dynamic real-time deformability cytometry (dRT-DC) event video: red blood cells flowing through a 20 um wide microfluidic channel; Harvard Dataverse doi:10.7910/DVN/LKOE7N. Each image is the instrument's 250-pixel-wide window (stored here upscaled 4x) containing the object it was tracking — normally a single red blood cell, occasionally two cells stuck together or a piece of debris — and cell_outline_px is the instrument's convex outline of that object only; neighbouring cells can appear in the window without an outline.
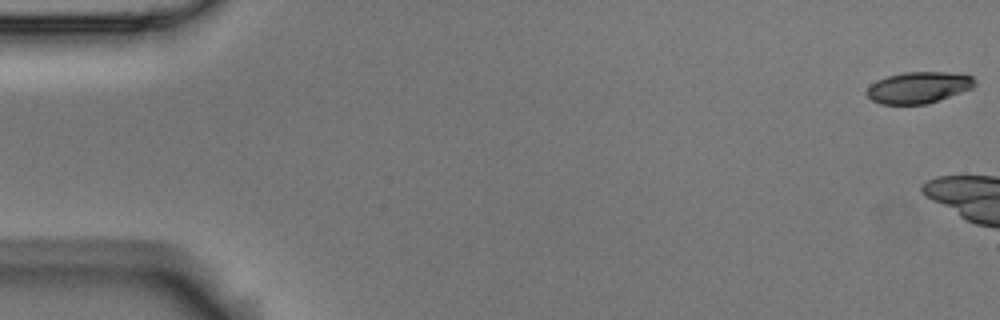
{"species": "Egyptian fruit bat (a non-hibernating species)", "species_latin": "Rousettus aegyptiacus", "temperature_condition": "room temperature", "stored_images_in_passage": 7, "camera_frame_rate_fps": 3000, "um_per_image_px": 0.085, "animal": {"sex": "male"}, "frame": {"image": 1, "passage_image": 1, "time_ms": 0.0, "image_size_px": [1000, 320], "cell_outline_px": [[976, 84], [972, 88], [924, 104], [880, 104], [872, 100], [864, 92], [876, 80], [888, 76], [904, 72], [948, 72], [972, 76], [976, 80]], "centroid_in_image_um": [78.05, 7.43], "position_along_channel_um": 7.0, "area_um2": 19.54}}
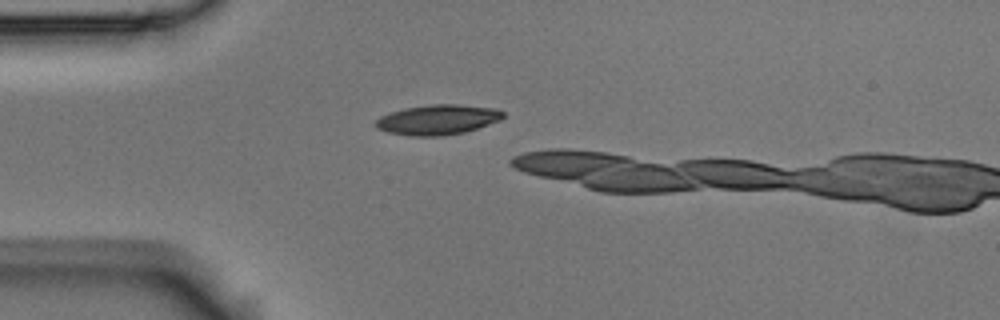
{"frame": {"image": 2, "passage_image": 5, "time_ms": 1.333, "image_size_px": [1000, 320], "cell_outline_px": [[504, 116], [500, 120], [464, 132], [440, 136], [408, 136], [388, 132], [376, 128], [376, 120], [380, 116], [404, 108], [432, 104], [460, 104], [496, 108], [504, 112]], "centroid_in_image_um": [37.2, 10.17], "position_along_channel_um": 47.8, "area_um2": 22.25}}